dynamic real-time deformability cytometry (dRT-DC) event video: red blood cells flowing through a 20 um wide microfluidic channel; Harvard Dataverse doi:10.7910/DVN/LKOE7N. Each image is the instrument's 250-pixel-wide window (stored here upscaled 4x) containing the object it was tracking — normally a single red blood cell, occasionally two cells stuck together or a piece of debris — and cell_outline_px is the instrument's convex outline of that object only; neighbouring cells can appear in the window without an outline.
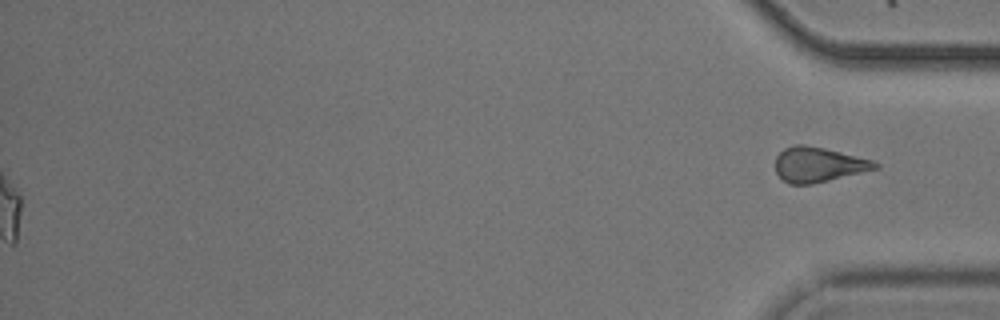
{"species": "common noctule bat (a hibernating species)", "species_latin": "Nyctalus noctula", "temperature_condition": "cold", "stored_images_in_passage": 41, "segment_of_instrument_passage": [2, 2], "camera_frame_rate_fps": 3000, "um_per_image_px": 0.085, "animal": {"sex": "male", "body_mass_g": 20.5, "forearm_length_mm": 52.5}, "frame": {"image": 1, "passage_image": 41, "time_ms": 13.333, "image_size_px": [1000, 320], "cell_outline_px": [[880, 168], [812, 184], [788, 184], [776, 172], [776, 156], [784, 148], [792, 144], [804, 144], [824, 148], [872, 160], [880, 164]], "centroid_in_image_um": [69.56, 13.98], "position_along_channel_um": 365.6, "area_um2": 20.23}}